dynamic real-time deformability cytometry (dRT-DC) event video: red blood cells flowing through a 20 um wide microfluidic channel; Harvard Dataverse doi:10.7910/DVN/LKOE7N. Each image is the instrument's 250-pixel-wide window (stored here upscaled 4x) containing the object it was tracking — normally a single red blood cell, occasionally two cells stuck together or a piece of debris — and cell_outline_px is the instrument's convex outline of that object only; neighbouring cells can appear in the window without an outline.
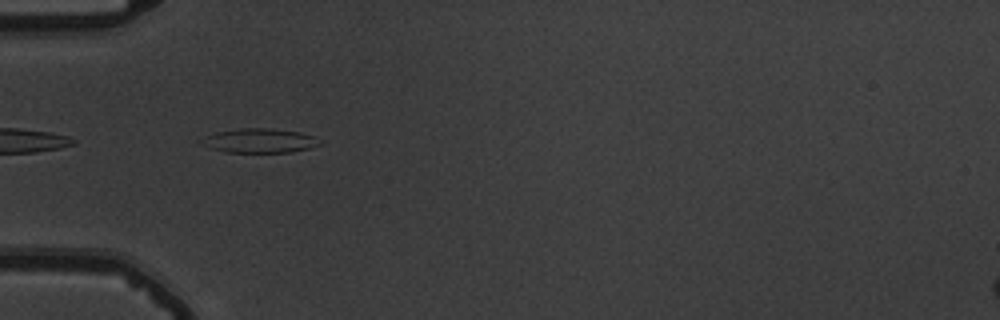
{"species": "common noctule bat (a hibernating species)", "species_latin": "Nyctalus noctula", "temperature_condition": "warm", "stored_images_in_passage": 38, "camera_frame_rate_fps": 3000, "um_per_image_px": 0.085, "animal": {"sex": "male", "body_mass_g": 19.5, "forearm_length_mm": 54.6}, "frame": {"image": 1, "passage_image": 2, "time_ms": 0.333, "image_size_px": [1000, 320], "cell_outline_px": [[324, 144], [292, 152], [224, 152], [200, 144], [196, 140], [204, 136], [216, 132], [240, 128], [268, 128], [300, 132], [316, 136], [324, 140]], "centroid_in_image_um": [22.08, 11.95], "position_along_channel_um": 62.9, "area_um2": 17.11}}
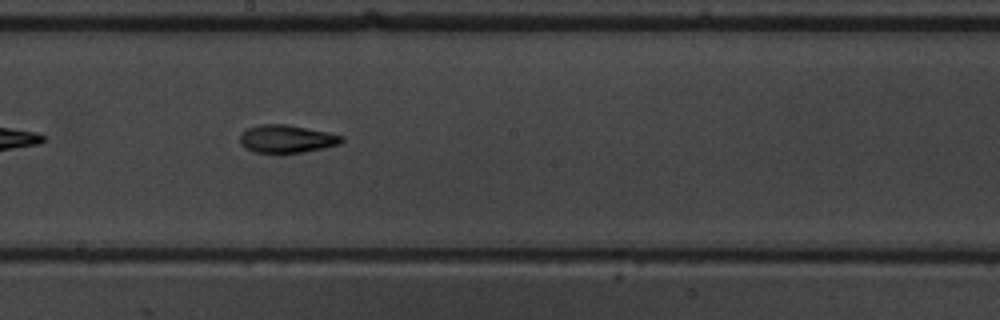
{"frame": {"image": 2, "passage_image": 15, "time_ms": 4.667, "image_size_px": [1000, 320], "cell_outline_px": [[344, 140], [340, 144], [324, 148], [304, 152], [252, 152], [244, 148], [240, 144], [240, 132], [248, 128], [260, 124], [284, 124], [328, 132], [344, 136]], "centroid_in_image_um": [24.35, 11.8], "position_along_channel_um": 223.8, "area_um2": 16.53}}
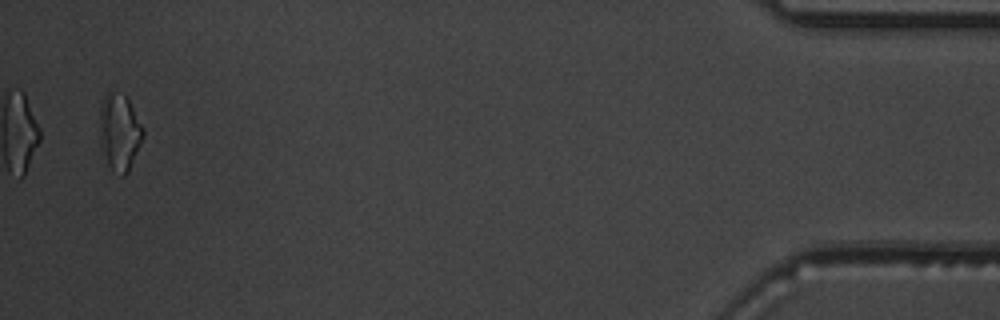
{"frame": {"image": 3, "passage_image": 37, "time_ms": 12.0, "image_size_px": [1000, 320], "cell_outline_px": [[144, 136], [128, 172], [124, 176], [120, 176], [108, 164], [100, 140], [100, 104], [104, 96], [108, 92], [112, 92], [128, 96], [144, 128]], "centroid_in_image_um": [10.19, 11.19], "position_along_channel_um": 425.0, "area_um2": 19.36}, "authors_computed_cell_mechanics": {"area_um2": 16.3285, "velocity_mm_per_s": 3.802, "shape_relaxation_time_tau1_ms": 10.7846, "shape_relaxation_time_tau2_ms": 2.8507, "deformation_change_tau1": 0.2727, "deformation_change_tau2": 0.0966}}